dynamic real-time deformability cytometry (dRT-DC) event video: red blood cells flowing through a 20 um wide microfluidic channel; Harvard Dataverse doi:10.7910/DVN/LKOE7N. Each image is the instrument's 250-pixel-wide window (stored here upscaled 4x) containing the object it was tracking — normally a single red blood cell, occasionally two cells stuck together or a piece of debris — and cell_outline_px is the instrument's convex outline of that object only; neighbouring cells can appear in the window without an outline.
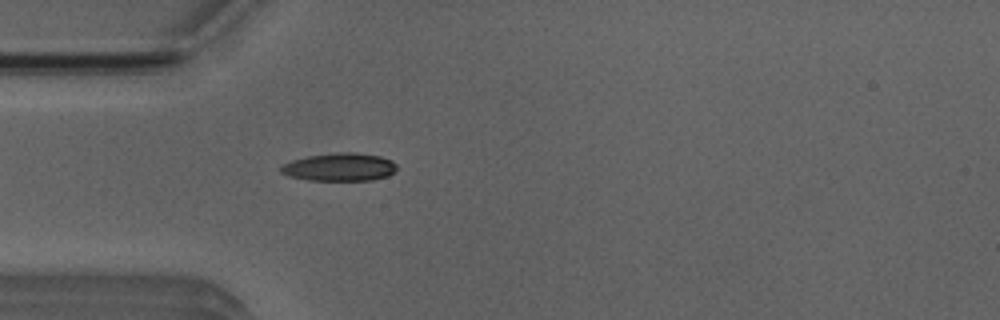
{"species": "Egyptian fruit bat (a non-hibernating species)", "species_latin": "Rousettus aegyptiacus", "temperature_condition": "room temperature", "stored_images_in_passage": 2, "camera_frame_rate_fps": 3000, "um_per_image_px": 0.085, "animal": {"sex": "male"}, "frame": {"image": 1, "passage_image": 2, "time_ms": 1.0, "image_size_px": [1000, 320], "cell_outline_px": [[396, 172], [388, 176], [372, 180], [308, 180], [288, 176], [280, 172], [280, 168], [284, 164], [292, 160], [308, 156], [340, 152], [356, 152], [380, 156], [392, 160], [396, 164]], "centroid_in_image_um": [28.89, 14.2], "position_along_channel_um": 56.1, "area_um2": 18.96}}